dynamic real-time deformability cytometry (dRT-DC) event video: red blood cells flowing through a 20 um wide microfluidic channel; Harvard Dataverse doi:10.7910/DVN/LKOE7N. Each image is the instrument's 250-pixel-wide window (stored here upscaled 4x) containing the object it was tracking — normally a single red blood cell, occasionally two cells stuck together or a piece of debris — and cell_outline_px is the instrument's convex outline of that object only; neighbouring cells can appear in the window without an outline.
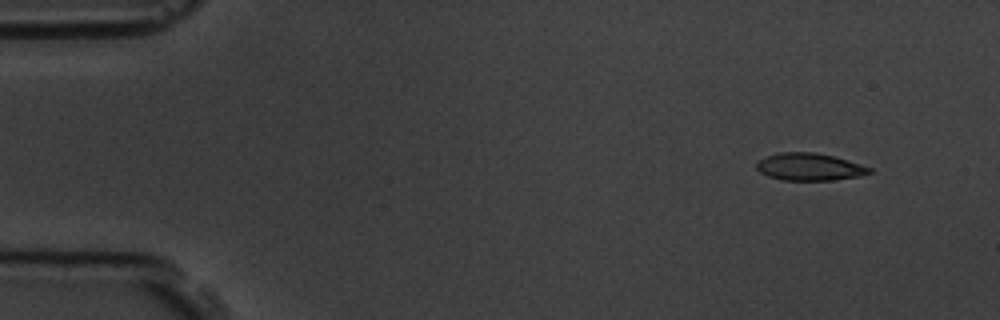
{"species": "common noctule bat (a hibernating species)", "species_latin": "Nyctalus noctula", "temperature_condition": "room temperature", "stored_images_in_passage": 9, "camera_frame_rate_fps": 3000, "um_per_image_px": 0.085, "animal": {"sex": "male", "body_mass_g": 19.5, "forearm_length_mm": 54.6}, "frame": {"image": 1, "passage_image": 2, "time_ms": 1.333, "image_size_px": [1000, 320], "cell_outline_px": [[872, 172], [860, 176], [832, 180], [784, 180], [768, 176], [760, 172], [756, 168], [756, 160], [780, 152], [812, 152], [836, 156], [872, 168]], "centroid_in_image_um": [68.8, 14.18], "position_along_channel_um": 16.2, "area_um2": 18.03}}
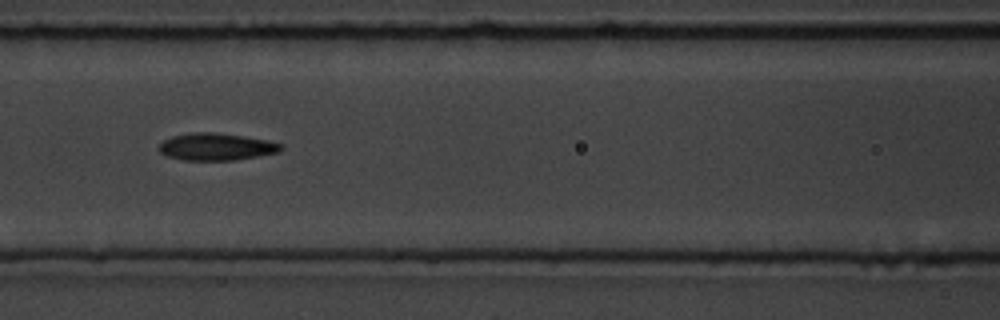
{"frame": {"image": 2, "passage_image": 7, "time_ms": 7.667, "image_size_px": [1000, 320], "cell_outline_px": [[284, 148], [280, 152], [260, 156], [232, 160], [184, 160], [168, 156], [160, 152], [160, 144], [164, 140], [172, 136], [192, 132], [216, 132], [268, 140], [280, 144]], "centroid_in_image_um": [18.41, 12.47], "position_along_channel_um": 148.2, "area_um2": 19.25}}
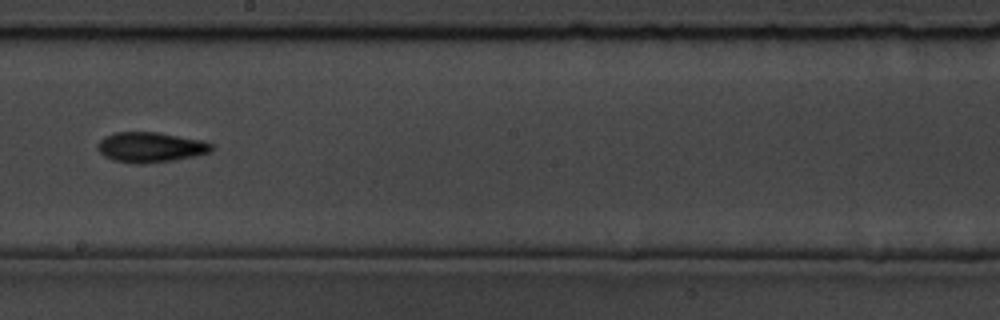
{"frame": {"image": 3, "passage_image": 9, "time_ms": 10.0, "image_size_px": [1000, 320], "cell_outline_px": [[212, 152], [176, 160], [144, 164], [136, 164], [112, 160], [104, 156], [96, 148], [96, 144], [104, 136], [116, 132], [160, 132], [204, 140], [212, 144]], "centroid_in_image_um": [12.79, 12.51], "position_along_channel_um": 235.4, "area_um2": 20.4}}